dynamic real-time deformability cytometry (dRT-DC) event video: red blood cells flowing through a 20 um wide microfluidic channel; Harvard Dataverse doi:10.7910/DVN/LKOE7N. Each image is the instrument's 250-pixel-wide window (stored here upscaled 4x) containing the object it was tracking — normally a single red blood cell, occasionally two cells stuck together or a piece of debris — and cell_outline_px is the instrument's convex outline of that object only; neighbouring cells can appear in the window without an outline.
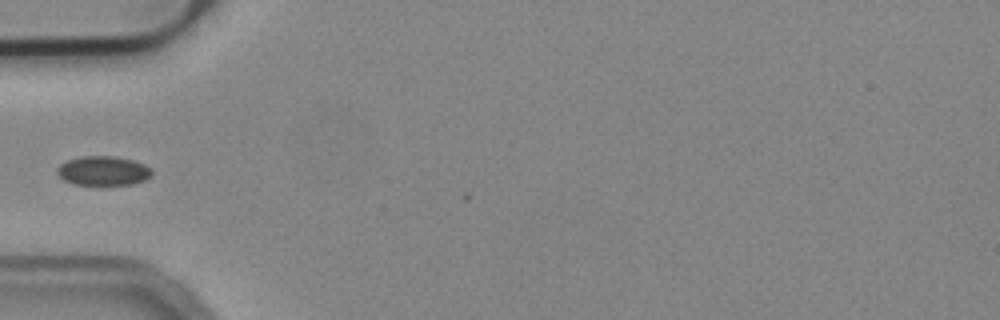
{"species": "common noctule bat (a hibernating species)", "species_latin": "Nyctalus noctula", "temperature_condition": "cold", "stored_images_in_passage": 3, "camera_frame_rate_fps": 3000, "um_per_image_px": 0.085, "animal": {"sex": "male", "body_mass_g": 19.2, "forearm_length_mm": 51.8}, "frame": {"image": 1, "passage_image": 1, "time_ms": 0.0, "image_size_px": [1000, 320], "cell_outline_px": [[152, 176], [144, 180], [132, 184], [72, 184], [64, 180], [56, 172], [56, 168], [60, 164], [68, 160], [80, 156], [116, 156], [132, 160], [144, 164], [152, 168]], "centroid_in_image_um": [8.77, 14.5], "position_along_channel_um": 76.2, "area_um2": 16.18}}